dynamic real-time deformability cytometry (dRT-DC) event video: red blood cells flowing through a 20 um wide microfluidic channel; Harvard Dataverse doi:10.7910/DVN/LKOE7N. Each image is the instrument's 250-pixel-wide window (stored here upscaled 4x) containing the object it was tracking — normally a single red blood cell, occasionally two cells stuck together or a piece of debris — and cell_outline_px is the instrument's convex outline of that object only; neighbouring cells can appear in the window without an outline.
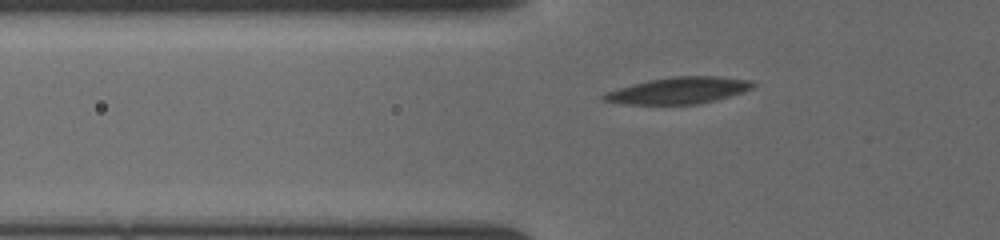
{"species": "common noctule bat (a hibernating species)", "species_latin": "Nyctalus noctula", "temperature_condition": "cold", "stored_images_in_passage": 13, "camera_frame_rate_fps": 3000, "um_per_image_px": 0.085, "animal": {"sex": "female", "body_mass_g": 19.5, "forearm_length_mm": 54.1}, "frame": {"image": 1, "passage_image": 6, "time_ms": 3.333, "image_size_px": [1000, 240], "cell_outline_px": [[756, 84], [752, 88], [744, 92], [716, 100], [696, 104], [624, 104], [604, 100], [600, 96], [608, 92], [632, 84], [648, 80], [672, 76], [716, 76], [752, 80]], "centroid_in_image_um": [57.74, 7.68], "position_along_channel_um": 68.1, "area_um2": 23.0}}
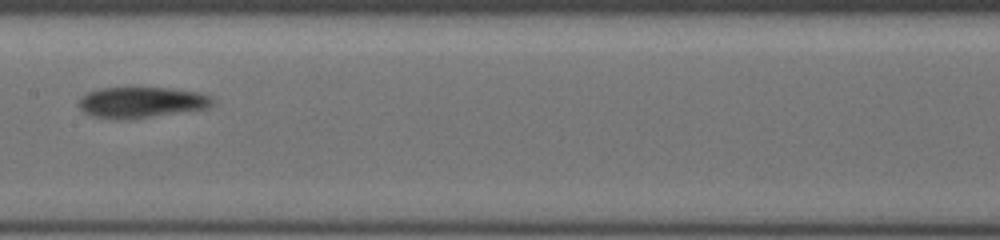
{"frame": {"image": 2, "passage_image": 12, "time_ms": 6.667, "image_size_px": [1000, 240], "cell_outline_px": [[216, 100], [208, 108], [148, 116], [96, 116], [84, 112], [80, 108], [80, 100], [88, 92], [100, 88], [172, 88], [200, 92], [212, 96]], "centroid_in_image_um": [12.14, 8.64], "position_along_channel_um": 195.3, "area_um2": 22.89}}
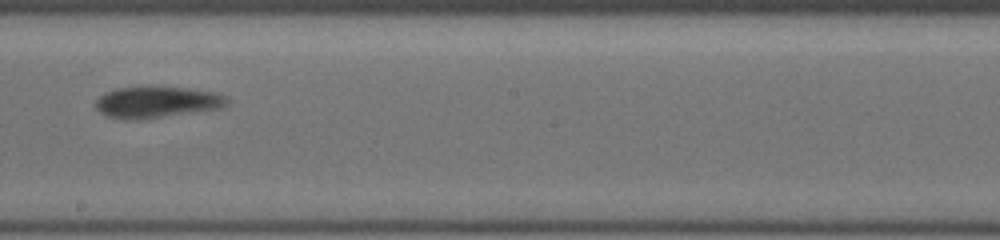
{"frame": {"image": 3, "passage_image": 13, "time_ms": 7.667, "image_size_px": [1000, 240], "cell_outline_px": [[232, 100], [228, 104], [216, 108], [156, 116], [112, 116], [100, 112], [92, 104], [104, 92], [116, 88], [148, 84], [188, 88], [212, 92], [228, 96]], "centroid_in_image_um": [13.34, 8.57], "position_along_channel_um": 234.9, "area_um2": 23.35}}